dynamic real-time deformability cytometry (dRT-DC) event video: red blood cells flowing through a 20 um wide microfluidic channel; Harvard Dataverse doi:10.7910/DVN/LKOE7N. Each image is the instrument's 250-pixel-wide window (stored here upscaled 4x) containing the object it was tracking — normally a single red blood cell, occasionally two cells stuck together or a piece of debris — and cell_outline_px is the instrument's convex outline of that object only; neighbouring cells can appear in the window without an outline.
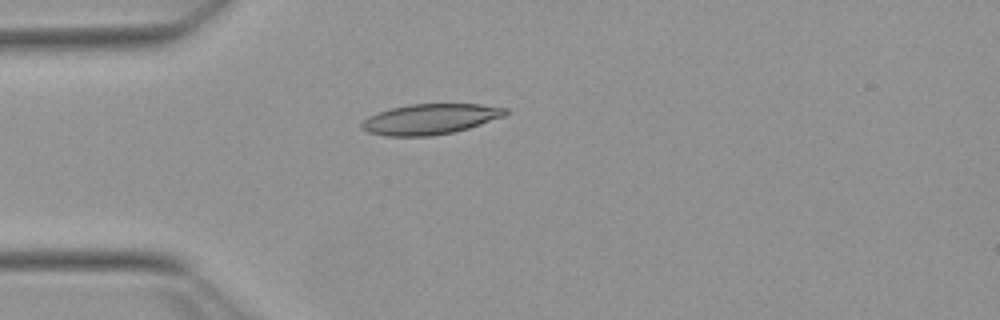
{"species": "Egyptian fruit bat (a non-hibernating species)", "species_latin": "Rousettus aegyptiacus", "temperature_condition": "warm", "stored_images_in_passage": 31, "camera_frame_rate_fps": 3000, "um_per_image_px": 0.085, "animal": {"sex": "female"}, "frame": {"image": 1, "passage_image": 1, "time_ms": 0.0, "image_size_px": [1000, 320], "cell_outline_px": [[508, 112], [504, 116], [468, 128], [452, 132], [432, 136], [384, 136], [368, 132], [360, 128], [360, 124], [368, 116], [392, 108], [408, 104], [480, 104], [508, 108]], "centroid_in_image_um": [36.55, 10.12], "position_along_channel_um": 48.5, "area_um2": 25.43}}
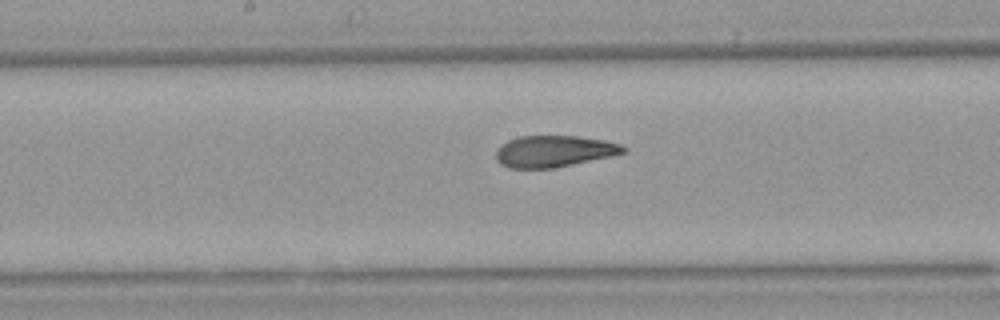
{"frame": {"image": 2, "passage_image": 14, "time_ms": 4.333, "image_size_px": [1000, 320], "cell_outline_px": [[628, 152], [612, 156], [552, 168], [508, 168], [500, 164], [496, 160], [496, 148], [508, 140], [520, 136], [576, 136], [604, 140], [620, 144], [628, 148]], "centroid_in_image_um": [47.09, 12.86], "position_along_channel_um": 201.1, "area_um2": 23.47}}
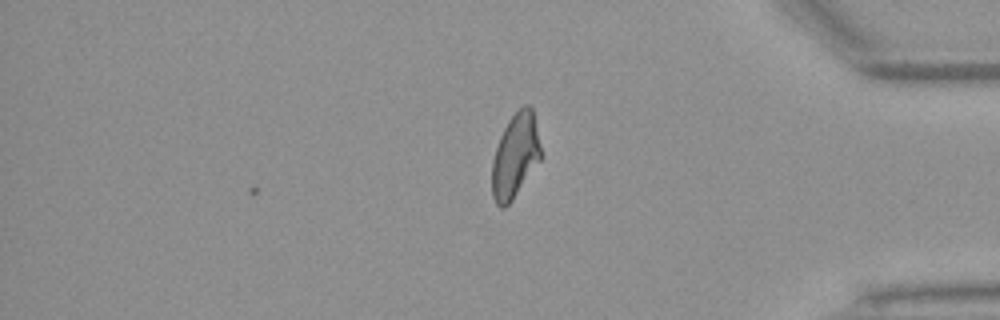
{"frame": {"image": 3, "passage_image": 31, "time_ms": 10.0, "image_size_px": [1000, 320], "cell_outline_px": [[540, 160], [512, 200], [504, 208], [500, 208], [496, 204], [492, 196], [492, 160], [500, 136], [508, 120], [524, 104], [528, 104], [532, 108], [540, 148]], "centroid_in_image_um": [43.76, 13.26], "position_along_channel_um": 391.4, "area_um2": 23.58}, "authors_computed_cell_mechanics": {"area_um2": 24.1026, "velocity_mm_per_s": 3.826, "shape_relaxation_time_tau1_ms": 11.3702, "shape_relaxation_time_tau2_ms": 1.772, "deformation_change_tau1": 0.2919, "deformation_change_tau2": 0.0935}}